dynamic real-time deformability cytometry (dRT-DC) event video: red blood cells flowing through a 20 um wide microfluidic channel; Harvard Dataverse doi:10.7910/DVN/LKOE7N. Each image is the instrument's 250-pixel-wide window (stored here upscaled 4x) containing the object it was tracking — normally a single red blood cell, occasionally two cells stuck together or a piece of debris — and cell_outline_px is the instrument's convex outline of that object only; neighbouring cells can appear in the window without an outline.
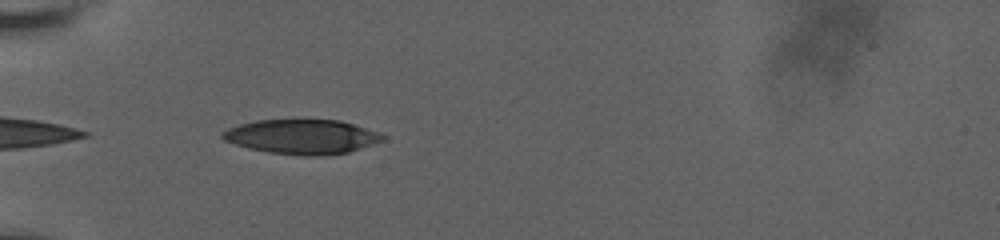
{"species": "human", "species_latin": "Homo sapiens", "temperature_condition": "room temperature", "stored_images_in_passage": 27, "camera_frame_rate_fps": 3000, "um_per_image_px": 0.085, "donor": {"sex": "male"}, "frame": {"image": 1, "passage_image": 2, "time_ms": 0.333, "image_size_px": [1000, 240], "cell_outline_px": [[384, 140], [348, 152], [316, 156], [304, 156], [268, 152], [248, 148], [224, 140], [220, 136], [220, 132], [228, 128], [240, 124], [256, 120], [340, 120], [356, 124], [380, 132], [384, 136]], "centroid_in_image_um": [25.66, 11.61], "position_along_channel_um": 59.3, "area_um2": 32.25}}
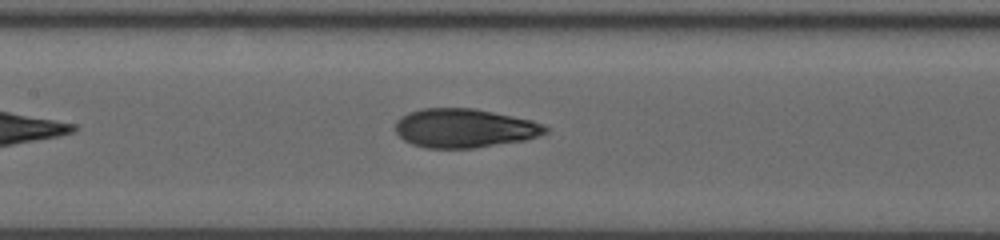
{"frame": {"image": 2, "passage_image": 12, "time_ms": 3.667, "image_size_px": [1000, 240], "cell_outline_px": [[548, 132], [524, 140], [472, 148], [428, 148], [412, 144], [404, 140], [396, 132], [396, 120], [400, 116], [408, 112], [420, 108], [472, 108], [532, 120], [544, 124], [548, 128]], "centroid_in_image_um": [39.44, 10.89], "position_along_channel_um": 168.0, "area_um2": 33.93}}
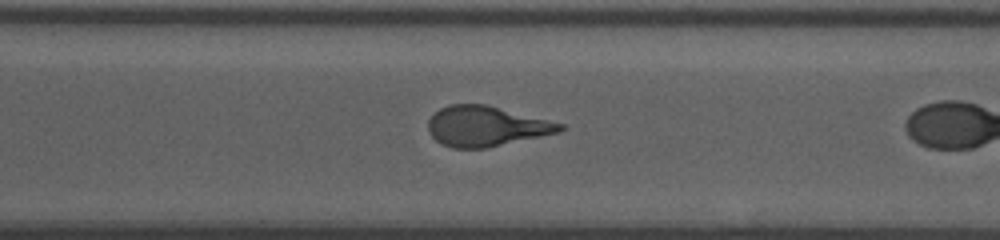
{"frame": {"image": 3, "passage_image": 23, "time_ms": 7.0, "image_size_px": [1000, 240], "cell_outline_px": [[568, 128], [560, 132], [484, 148], [452, 148], [436, 140], [428, 132], [428, 120], [440, 108], [448, 104], [484, 104], [564, 124]], "centroid_in_image_um": [41.31, 10.73], "position_along_channel_um": 329.3, "area_um2": 30.52}}